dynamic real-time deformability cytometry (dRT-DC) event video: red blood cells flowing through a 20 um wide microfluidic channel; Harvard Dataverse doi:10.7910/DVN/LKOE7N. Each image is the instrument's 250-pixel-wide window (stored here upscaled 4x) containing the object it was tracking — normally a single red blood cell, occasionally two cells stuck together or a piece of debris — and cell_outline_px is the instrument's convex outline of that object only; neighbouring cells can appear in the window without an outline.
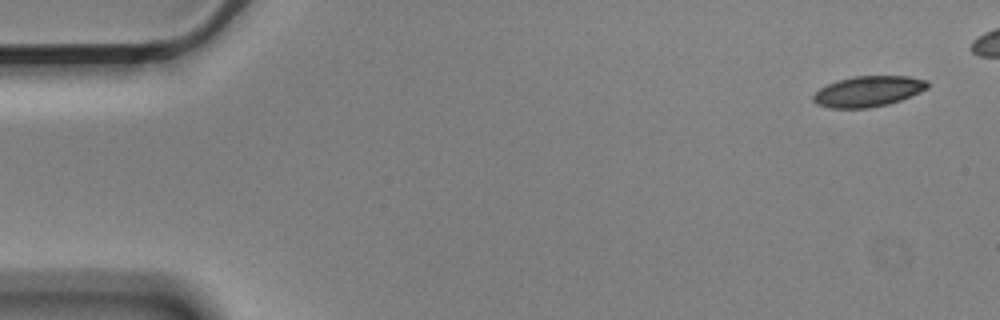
{"species": "Egyptian fruit bat (a non-hibernating species)", "species_latin": "Rousettus aegyptiacus", "temperature_condition": "cold", "stored_images_in_passage": 5, "camera_frame_rate_fps": 3000, "um_per_image_px": 0.085, "animal": {"sex": "male"}, "frame": {"image": 1, "passage_image": 1, "time_ms": 0.0, "image_size_px": [1000, 320], "cell_outline_px": [[928, 88], [920, 92], [900, 100], [888, 104], [868, 108], [828, 108], [816, 104], [812, 100], [812, 96], [820, 88], [836, 80], [856, 76], [908, 76], [928, 80]], "centroid_in_image_um": [73.78, 7.76], "position_along_channel_um": 11.2, "area_um2": 20.46}}